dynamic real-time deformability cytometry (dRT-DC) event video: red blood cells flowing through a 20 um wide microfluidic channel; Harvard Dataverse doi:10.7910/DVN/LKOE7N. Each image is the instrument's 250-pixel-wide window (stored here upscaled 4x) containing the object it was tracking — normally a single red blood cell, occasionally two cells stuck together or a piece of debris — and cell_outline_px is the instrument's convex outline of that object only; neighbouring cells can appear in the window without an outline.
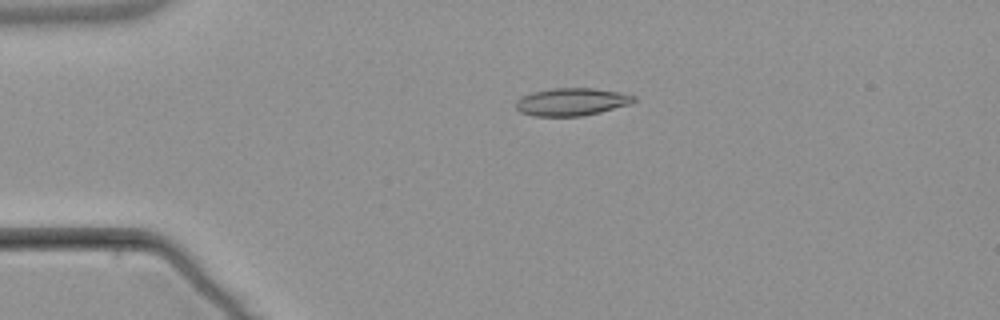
{"species": "common noctule bat (a hibernating species)", "species_latin": "Nyctalus noctula", "temperature_condition": "warm", "stored_images_in_passage": 5, "camera_frame_rate_fps": 3000, "um_per_image_px": 0.085, "animal": {"sex": "male", "body_mass_g": 21.5, "forearm_length_mm": 52.0}, "frame": {"image": 1, "passage_image": 4, "time_ms": 3.667, "image_size_px": [1000, 320], "cell_outline_px": [[636, 100], [632, 104], [584, 116], [532, 116], [520, 112], [516, 108], [516, 100], [532, 92], [552, 88], [596, 88], [620, 92], [636, 96]], "centroid_in_image_um": [48.62, 8.66], "position_along_channel_um": 36.4, "area_um2": 19.19}}